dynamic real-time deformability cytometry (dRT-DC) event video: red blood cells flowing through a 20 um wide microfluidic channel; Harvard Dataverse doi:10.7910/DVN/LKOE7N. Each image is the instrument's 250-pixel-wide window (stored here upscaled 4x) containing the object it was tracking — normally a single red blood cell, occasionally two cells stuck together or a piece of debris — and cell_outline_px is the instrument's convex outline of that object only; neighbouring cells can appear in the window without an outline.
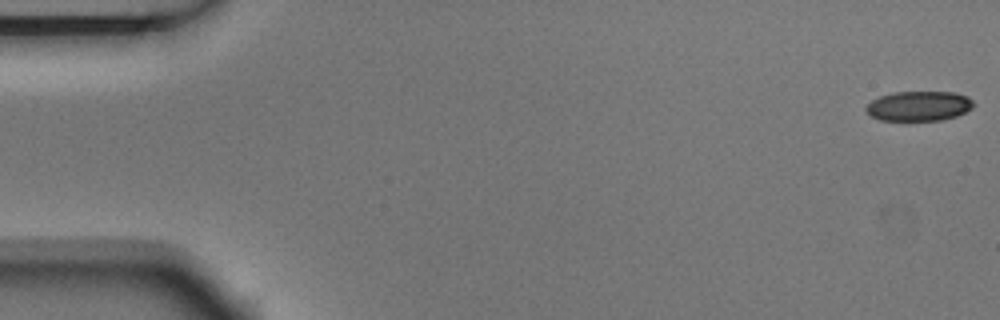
{"species": "Egyptian fruit bat (a non-hibernating species)", "species_latin": "Rousettus aegyptiacus", "temperature_condition": "room temperature", "stored_images_in_passage": 5, "camera_frame_rate_fps": 3000, "um_per_image_px": 0.085, "animal": {"sex": "male"}, "frame": {"image": 1, "passage_image": 1, "time_ms": 0.0, "image_size_px": [1000, 320], "cell_outline_px": [[976, 104], [972, 108], [956, 116], [940, 120], [880, 120], [872, 116], [864, 108], [872, 100], [880, 96], [892, 92], [956, 92], [968, 96]], "centroid_in_image_um": [78.13, 9.0], "position_along_channel_um": 6.9, "area_um2": 18.67}}